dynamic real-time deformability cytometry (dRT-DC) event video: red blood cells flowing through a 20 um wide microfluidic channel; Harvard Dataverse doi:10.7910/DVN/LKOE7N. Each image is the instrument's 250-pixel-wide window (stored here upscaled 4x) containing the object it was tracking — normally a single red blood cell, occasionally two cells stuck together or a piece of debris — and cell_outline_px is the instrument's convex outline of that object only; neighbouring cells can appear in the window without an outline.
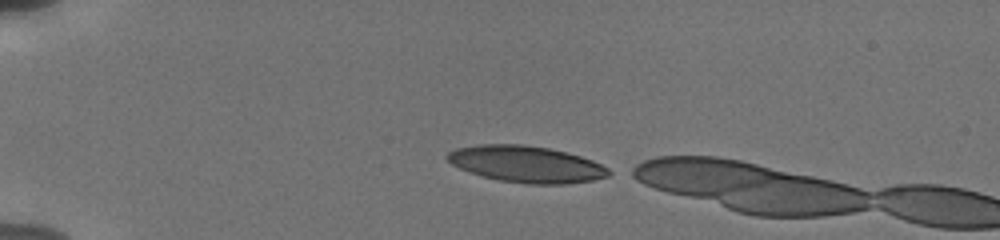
{"species": "human", "species_latin": "Homo sapiens", "temperature_condition": "cold", "stored_images_in_passage": 4, "camera_frame_rate_fps": 3000, "um_per_image_px": 0.085, "donor": {"sex": "male"}, "frame": {"image": 1, "passage_image": 1, "time_ms": 0.0, "image_size_px": [1000, 240], "cell_outline_px": [[616, 172], [608, 176], [592, 180], [564, 184], [528, 184], [500, 180], [484, 176], [460, 168], [452, 164], [444, 156], [448, 152], [456, 148], [476, 144], [524, 144], [548, 148], [580, 156], [592, 160]], "centroid_in_image_um": [44.74, 13.94], "position_along_channel_um": 40.3, "area_um2": 34.28}}